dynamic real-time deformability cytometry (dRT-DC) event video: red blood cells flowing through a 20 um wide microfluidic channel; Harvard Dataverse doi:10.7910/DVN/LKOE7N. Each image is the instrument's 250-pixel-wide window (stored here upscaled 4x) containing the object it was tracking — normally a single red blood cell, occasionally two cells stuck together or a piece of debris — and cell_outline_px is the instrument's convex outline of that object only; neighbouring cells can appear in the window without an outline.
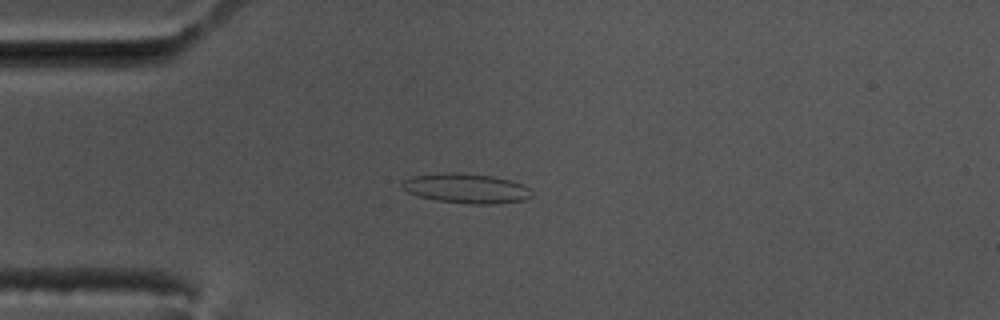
{"species": "common noctule bat (a hibernating species)", "species_latin": "Nyctalus noctula", "temperature_condition": "cold", "stored_images_in_passage": 57, "camera_frame_rate_fps": 3000, "um_per_image_px": 0.085, "animal": {"sex": "male", "body_mass_g": 17.5, "forearm_length_mm": 52.3}, "frame": {"image": 1, "passage_image": 14, "time_ms": 4.333, "image_size_px": [1000, 320], "cell_outline_px": [[532, 196], [524, 200], [492, 204], [468, 204], [436, 200], [420, 196], [408, 192], [400, 184], [404, 180], [412, 176], [444, 172], [456, 172], [492, 176], [508, 180], [520, 184], [528, 188], [532, 192]], "centroid_in_image_um": [39.61, 16.01], "position_along_channel_um": 45.4, "area_um2": 22.25}}
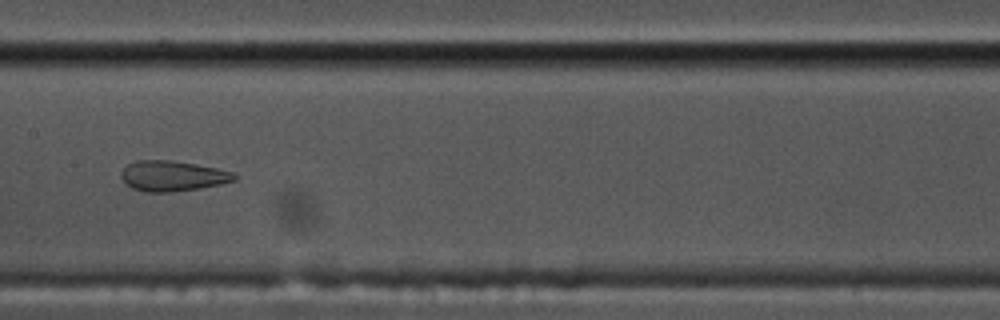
{"frame": {"image": 2, "passage_image": 28, "time_ms": 9.0, "image_size_px": [1000, 320], "cell_outline_px": [[236, 180], [220, 184], [200, 188], [168, 192], [144, 192], [132, 188], [120, 176], [120, 172], [128, 164], [136, 160], [172, 160], [196, 164], [216, 168], [232, 172], [236, 176]], "centroid_in_image_um": [14.65, 14.95], "position_along_channel_um": 192.8, "area_um2": 19.94}}
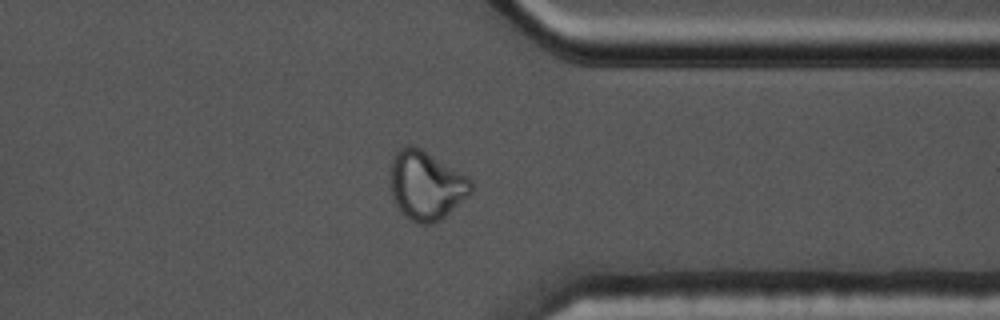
{"frame": {"image": 3, "passage_image": 44, "time_ms": 14.333, "image_size_px": [1000, 320], "cell_outline_px": [[472, 192], [468, 196], [440, 220], [432, 224], [420, 224], [412, 220], [396, 204], [392, 192], [388, 172], [392, 156], [400, 148], [408, 144], [412, 144], [420, 148], [468, 176], [472, 180]], "centroid_in_image_um": [36.21, 15.72], "position_along_channel_um": 375.2, "area_um2": 32.37}, "authors_computed_cell_mechanics": {"area_um2": 21.6172, "velocity_mm_per_s": 3.5008, "shape_relaxation_time_tau1_ms": null, "shape_relaxation_time_tau2_ms": 1.4242, "deformation_change_tau1": null, "deformation_change_tau2": 0.0839}}